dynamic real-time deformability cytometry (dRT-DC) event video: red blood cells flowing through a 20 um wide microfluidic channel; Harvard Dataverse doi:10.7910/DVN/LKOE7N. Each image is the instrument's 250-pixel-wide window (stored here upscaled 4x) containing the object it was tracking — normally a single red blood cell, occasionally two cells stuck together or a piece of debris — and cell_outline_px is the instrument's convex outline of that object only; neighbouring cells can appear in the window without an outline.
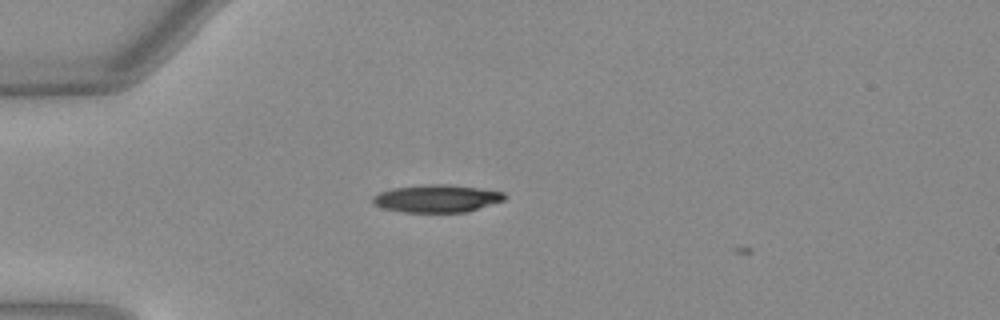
{"species": "Egyptian fruit bat (a non-hibernating species)", "species_latin": "Rousettus aegyptiacus", "temperature_condition": "warm", "stored_images_in_passage": 2, "camera_frame_rate_fps": 3000, "um_per_image_px": 0.085, "animal": {"sex": "female"}, "frame": {"image": 1, "passage_image": 1, "time_ms": 0.0, "image_size_px": [1000, 320], "cell_outline_px": [[508, 196], [504, 200], [468, 212], [404, 212], [384, 208], [372, 204], [372, 196], [380, 192], [392, 188], [424, 184], [448, 184], [504, 192]], "centroid_in_image_um": [37.12, 16.87], "position_along_channel_um": 47.9, "area_um2": 21.27}}